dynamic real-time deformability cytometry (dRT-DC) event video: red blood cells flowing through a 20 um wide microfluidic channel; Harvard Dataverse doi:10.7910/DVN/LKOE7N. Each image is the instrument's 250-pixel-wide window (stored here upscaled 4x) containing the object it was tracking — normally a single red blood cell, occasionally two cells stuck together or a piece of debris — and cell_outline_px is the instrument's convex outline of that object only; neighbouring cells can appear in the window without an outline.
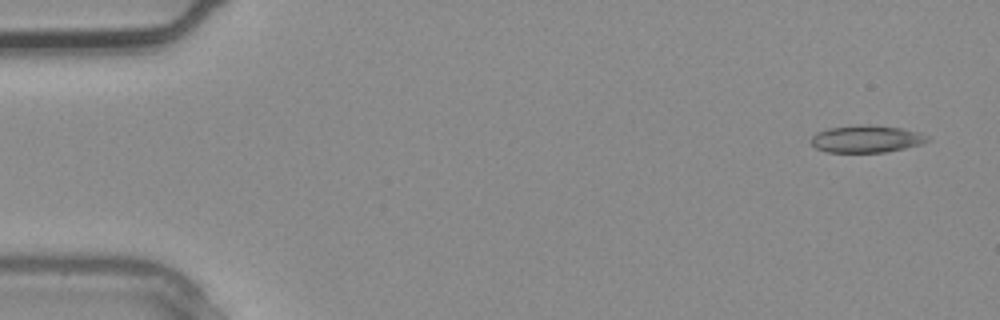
{"species": "common noctule bat (a hibernating species)", "species_latin": "Nyctalus noctula", "temperature_condition": "warm", "stored_images_in_passage": 2, "camera_frame_rate_fps": 3000, "um_per_image_px": 0.085, "animal": {"sex": "male", "body_mass_g": 20.4}, "frame": {"image": 1, "passage_image": 1, "time_ms": 0.0, "image_size_px": [1000, 320], "cell_outline_px": [[928, 140], [920, 144], [904, 148], [884, 152], [828, 152], [816, 148], [812, 144], [812, 136], [816, 132], [828, 128], [900, 128], [920, 132], [928, 136]], "centroid_in_image_um": [73.64, 11.87], "position_along_channel_um": 11.4, "area_um2": 17.22}}
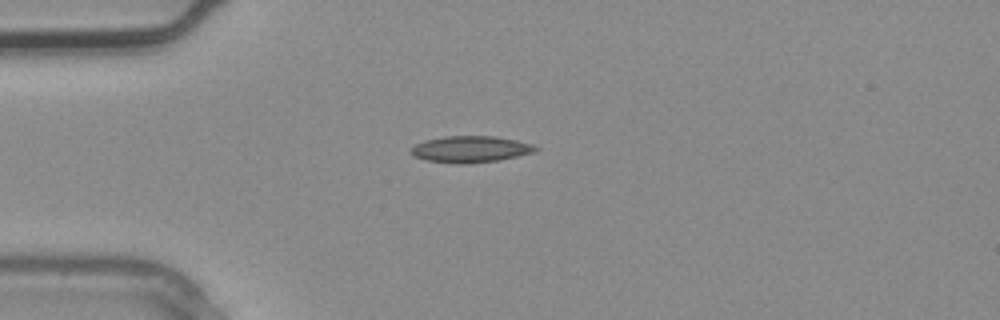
{"frame": {"image": 2, "passage_image": 2, "time_ms": 0.333, "image_size_px": [1000, 320], "cell_outline_px": [[540, 148], [532, 152], [500, 160], [464, 164], [456, 164], [424, 160], [412, 156], [412, 148], [416, 144], [424, 140], [444, 136], [496, 136], [516, 140], [532, 144]], "centroid_in_image_um": [39.97, 12.68], "position_along_channel_um": 45.0, "area_um2": 19.25}}